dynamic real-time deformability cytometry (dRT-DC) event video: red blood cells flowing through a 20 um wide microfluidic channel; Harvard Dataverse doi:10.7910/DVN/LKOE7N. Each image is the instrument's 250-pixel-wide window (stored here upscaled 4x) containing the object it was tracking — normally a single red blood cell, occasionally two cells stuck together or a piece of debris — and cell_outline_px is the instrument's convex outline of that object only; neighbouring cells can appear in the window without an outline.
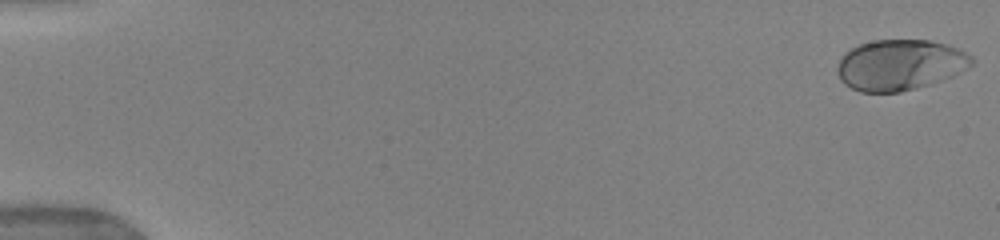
{"species": "human", "species_latin": "Homo sapiens", "temperature_condition": "warm", "stored_images_in_passage": 52, "camera_frame_rate_fps": 3000, "um_per_image_px": 0.085, "donor": {"sex": "female"}, "frame": {"image": 1, "passage_image": 1, "time_ms": 0.0, "image_size_px": [1000, 240], "cell_outline_px": [[976, 60], [968, 68], [952, 76], [916, 88], [900, 92], [860, 92], [844, 84], [840, 80], [836, 68], [840, 56], [844, 52], [860, 44], [872, 40], [932, 40], [948, 44], [960, 48], [972, 56]], "centroid_in_image_um": [76.5, 5.5], "position_along_channel_um": 8.5, "area_um2": 40.11}}
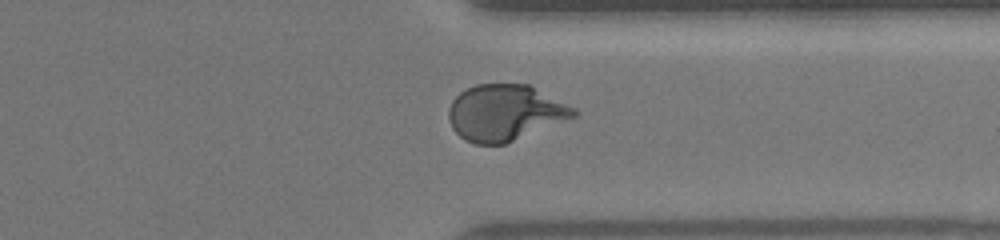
{"frame": {"image": 2, "passage_image": 41, "time_ms": 13.333, "image_size_px": [1000, 240], "cell_outline_px": [[580, 112], [576, 116], [504, 144], [476, 144], [464, 140], [452, 128], [448, 120], [448, 108], [452, 100], [460, 92], [476, 84], [528, 84], [576, 108]], "centroid_in_image_um": [42.9, 9.57], "position_along_channel_um": 368.5, "area_um2": 40.81}}
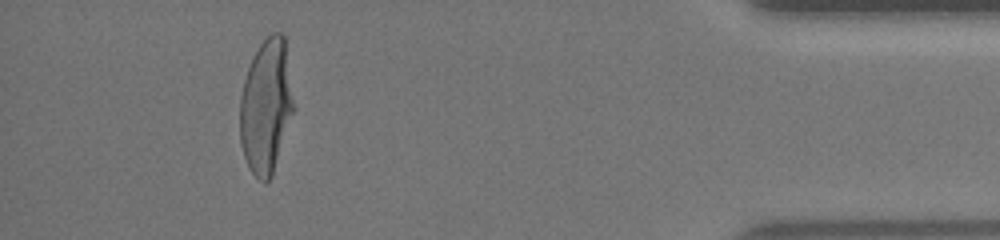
{"frame": {"image": 3, "passage_image": 48, "time_ms": 15.667, "image_size_px": [1000, 240], "cell_outline_px": [[292, 112], [272, 176], [264, 184], [252, 172], [244, 156], [240, 144], [240, 96], [244, 80], [248, 68], [260, 44], [272, 32], [280, 32], [284, 36], [292, 100]], "centroid_in_image_um": [22.58, 9.06], "position_along_channel_um": 412.6, "area_um2": 40.86}, "authors_computed_cell_mechanics": {"area_um2": 40.0265, "velocity_mm_per_s": 3.946, "shape_relaxation_time_tau1_ms": 3.7778, "shape_relaxation_time_tau2_ms": null, "deformation_change_tau1": 0.2003, "deformation_change_tau2": null}}